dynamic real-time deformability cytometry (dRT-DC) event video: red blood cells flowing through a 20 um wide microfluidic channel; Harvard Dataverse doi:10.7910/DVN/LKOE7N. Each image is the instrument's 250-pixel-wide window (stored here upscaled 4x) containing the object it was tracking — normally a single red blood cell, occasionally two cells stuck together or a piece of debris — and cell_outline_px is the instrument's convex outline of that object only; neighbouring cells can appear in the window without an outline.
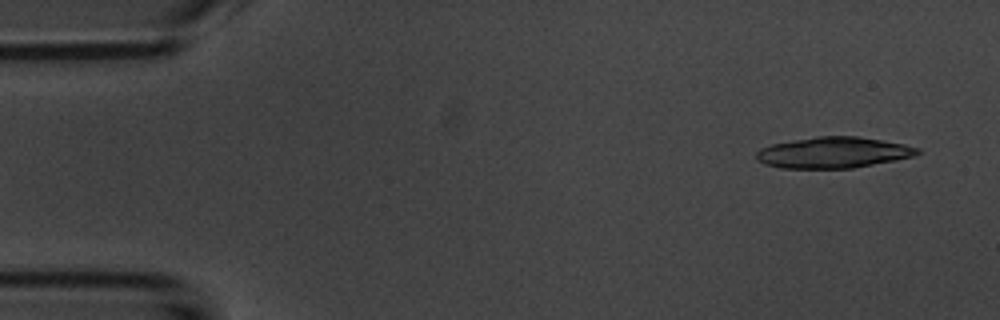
{"species": "common noctule bat (a hibernating species)", "species_latin": "Nyctalus noctula", "temperature_condition": "room temperature", "stored_images_in_passage": 15, "camera_frame_rate_fps": 3000, "um_per_image_px": 0.085, "animal": {"sex": "male", "body_mass_g": 20.1, "forearm_length_mm": 53.5}, "frame": {"image": 1, "passage_image": 3, "time_ms": 0.667, "image_size_px": [1000, 320], "cell_outline_px": [[920, 152], [912, 156], [896, 160], [852, 168], [780, 168], [764, 164], [756, 160], [756, 152], [760, 148], [772, 144], [792, 140], [816, 136], [856, 136], [904, 144], [920, 148]], "centroid_in_image_um": [70.79, 12.97], "position_along_channel_um": 14.2, "area_um2": 29.07}}